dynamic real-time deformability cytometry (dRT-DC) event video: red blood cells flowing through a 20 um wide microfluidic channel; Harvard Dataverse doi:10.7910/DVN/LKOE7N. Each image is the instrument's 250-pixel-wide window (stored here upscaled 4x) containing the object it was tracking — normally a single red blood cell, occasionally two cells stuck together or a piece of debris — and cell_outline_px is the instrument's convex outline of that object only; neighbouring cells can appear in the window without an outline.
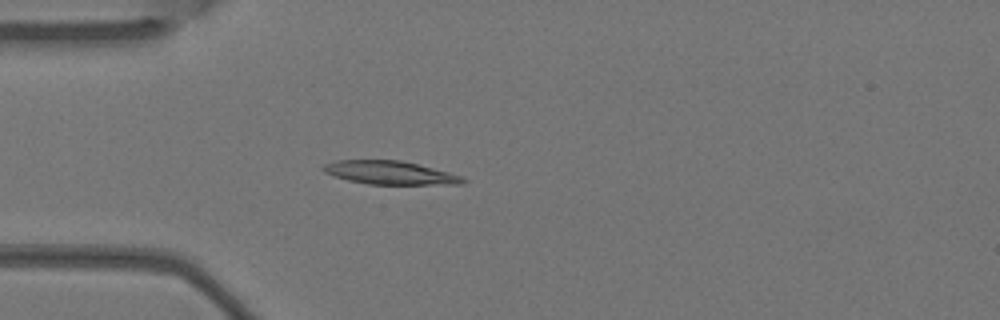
{"species": "Egyptian fruit bat (a non-hibernating species)", "species_latin": "Rousettus aegyptiacus", "temperature_condition": "warm", "stored_images_in_passage": 4, "camera_frame_rate_fps": 3000, "um_per_image_px": 0.085, "animal": {"sex": "female"}, "frame": {"image": 1, "passage_image": 4, "time_ms": 1.0, "image_size_px": [1000, 320], "cell_outline_px": [[468, 180], [464, 184], [368, 184], [348, 180], [324, 172], [320, 168], [324, 164], [336, 160], [400, 160], [464, 176]], "centroid_in_image_um": [33.16, 14.68], "position_along_channel_um": 51.8, "area_um2": 18.96}}